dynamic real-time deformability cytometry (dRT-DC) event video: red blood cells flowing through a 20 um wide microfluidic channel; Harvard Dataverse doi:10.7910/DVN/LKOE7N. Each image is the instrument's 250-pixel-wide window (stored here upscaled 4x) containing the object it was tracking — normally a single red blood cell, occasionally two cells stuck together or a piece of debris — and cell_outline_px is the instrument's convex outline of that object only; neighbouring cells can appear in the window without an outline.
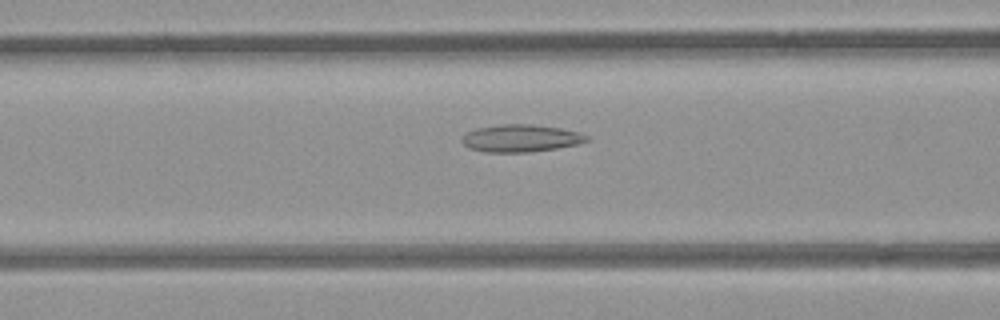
{"species": "common noctule bat (a hibernating species)", "species_latin": "Nyctalus noctula", "temperature_condition": "room temperature", "stored_images_in_passage": 54, "camera_frame_rate_fps": 3000, "um_per_image_px": 0.085, "animal": {"sex": "female", "body_mass_g": 21.9}, "frame": {"image": 1, "passage_image": 22, "time_ms": 7.0, "image_size_px": [1000, 320], "cell_outline_px": [[592, 140], [576, 144], [556, 148], [528, 152], [484, 152], [468, 148], [460, 140], [468, 132], [476, 128], [500, 124], [528, 124], [560, 128], [580, 132], [588, 136]], "centroid_in_image_um": [44.27, 11.75], "position_along_channel_um": 122.3, "area_um2": 19.88}}
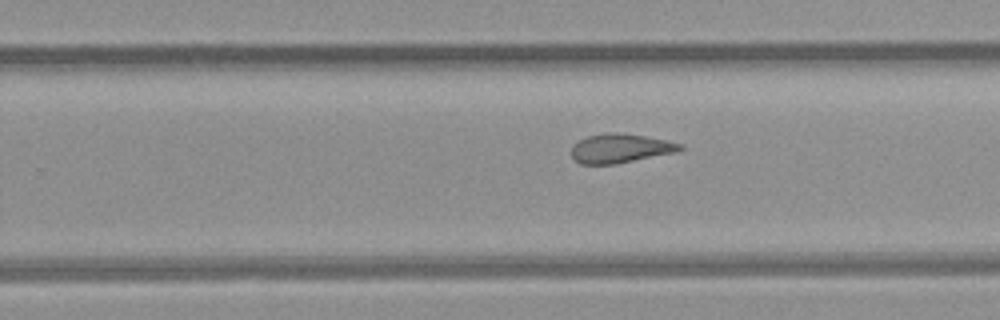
{"frame": {"image": 2, "passage_image": 34, "time_ms": 11.0, "image_size_px": [1000, 320], "cell_outline_px": [[684, 148], [680, 152], [616, 164], [580, 164], [572, 156], [572, 144], [588, 136], [604, 132], [616, 132], [644, 136], [684, 144]], "centroid_in_image_um": [52.77, 12.61], "position_along_channel_um": 277.0, "area_um2": 18.61}}
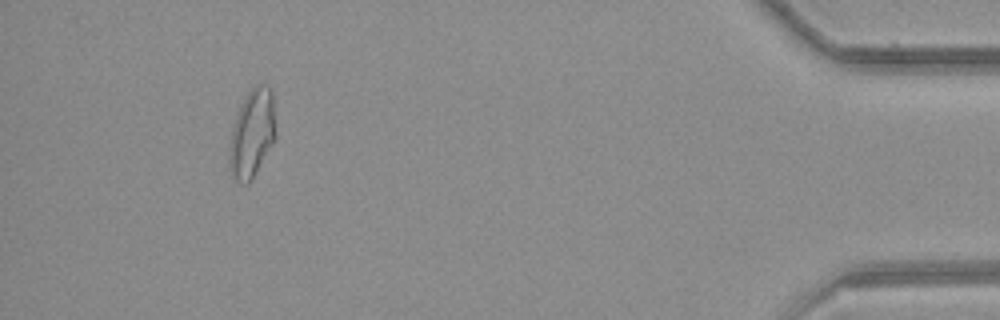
{"frame": {"image": 3, "passage_image": 50, "time_ms": 16.333, "image_size_px": [1000, 320], "cell_outline_px": [[276, 140], [252, 180], [248, 184], [244, 184], [236, 180], [232, 176], [228, 168], [228, 148], [236, 116], [244, 96], [256, 84], [268, 84], [272, 88], [276, 132]], "centroid_in_image_um": [21.44, 11.36], "position_along_channel_um": 413.8, "area_um2": 24.45}, "authors_computed_cell_mechanics": {"area_um2": 20.9814, "velocity_mm_per_s": 3.8648, "shape_relaxation_time_tau1_ms": null, "shape_relaxation_time_tau2_ms": 2.776, "deformation_change_tau1": null, "deformation_change_tau2": 0.1176}}